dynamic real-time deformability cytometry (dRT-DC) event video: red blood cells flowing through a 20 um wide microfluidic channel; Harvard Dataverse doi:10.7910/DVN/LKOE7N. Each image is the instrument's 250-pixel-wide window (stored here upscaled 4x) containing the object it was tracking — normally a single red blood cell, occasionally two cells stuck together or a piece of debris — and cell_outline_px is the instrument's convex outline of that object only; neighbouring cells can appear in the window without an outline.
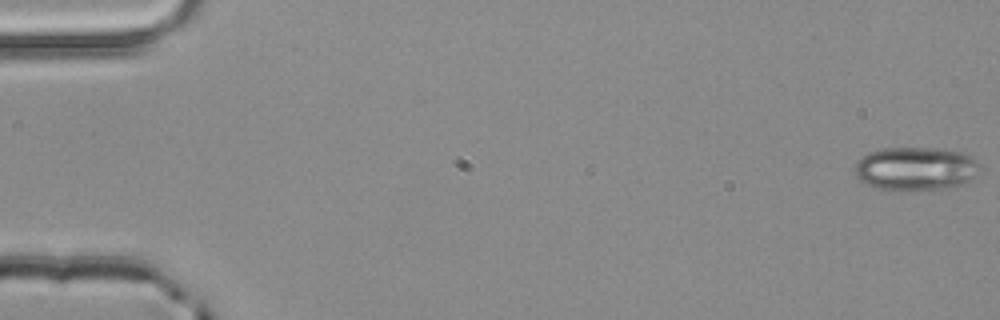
{"species": "common noctule bat (a hibernating species)", "species_latin": "Nyctalus noctula", "temperature_condition": "room temperature", "stored_images_in_passage": 4, "camera_frame_rate_fps": 3000, "um_per_image_px": 0.085, "animal": {"sex": "male", "body_mass_g": 20.4}, "frame": {"image": 1, "passage_image": 1, "time_ms": 0.0, "image_size_px": [1000, 320], "cell_outline_px": [[980, 168], [976, 176], [960, 184], [944, 188], [876, 188], [860, 180], [856, 176], [856, 164], [868, 152], [884, 148], [936, 148], [964, 152], [972, 156], [980, 164]], "centroid_in_image_um": [77.88, 14.29], "position_along_channel_um": 7.1, "area_um2": 30.92}}